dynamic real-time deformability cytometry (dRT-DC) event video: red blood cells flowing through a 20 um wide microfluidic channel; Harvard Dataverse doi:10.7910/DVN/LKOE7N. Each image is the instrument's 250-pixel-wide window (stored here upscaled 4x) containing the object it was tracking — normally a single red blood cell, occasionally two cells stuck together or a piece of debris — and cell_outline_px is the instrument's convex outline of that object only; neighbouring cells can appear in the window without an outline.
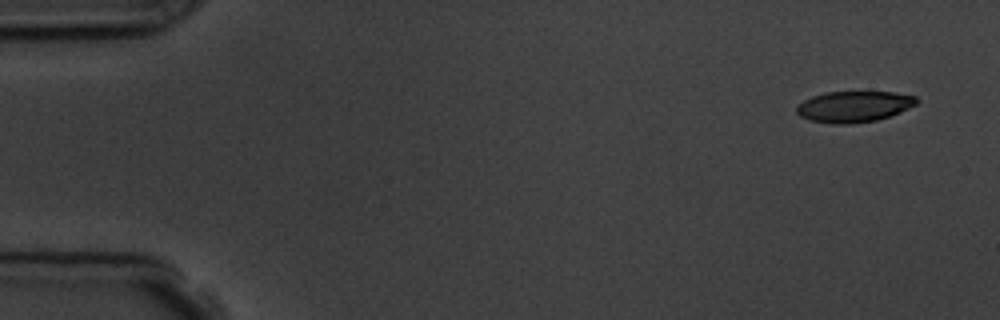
{"species": "common noctule bat (a hibernating species)", "species_latin": "Nyctalus noctula", "temperature_condition": "room temperature", "stored_images_in_passage": 5, "camera_frame_rate_fps": 3000, "um_per_image_px": 0.085, "animal": {"sex": "male", "body_mass_g": 19.5, "forearm_length_mm": 54.6}, "frame": {"image": 1, "passage_image": 1, "time_ms": 0.0, "image_size_px": [1000, 320], "cell_outline_px": [[916, 104], [900, 112], [876, 120], [852, 124], [832, 124], [812, 120], [800, 116], [796, 112], [796, 108], [804, 100], [812, 96], [824, 92], [896, 92], [916, 96]], "centroid_in_image_um": [72.57, 9.05], "position_along_channel_um": 12.4, "area_um2": 21.56}}
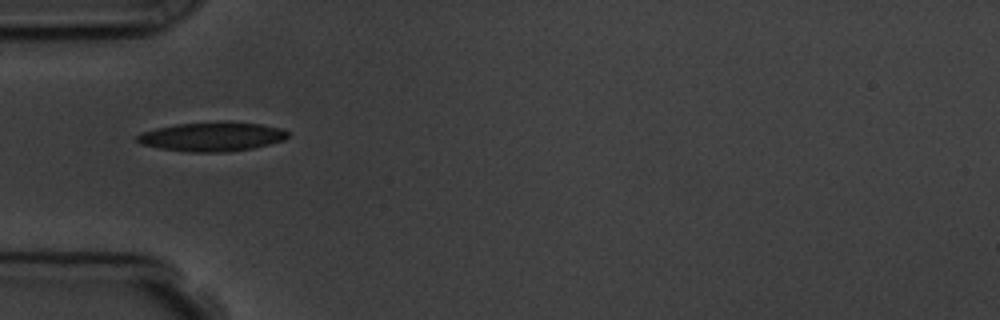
{"frame": {"image": 2, "passage_image": 5, "time_ms": 4.667, "image_size_px": [1000, 320], "cell_outline_px": [[288, 136], [284, 140], [252, 148], [228, 152], [192, 152], [160, 148], [140, 144], [136, 140], [136, 136], [140, 132], [156, 128], [176, 124], [220, 120], [228, 120], [260, 124], [280, 128], [288, 132]], "centroid_in_image_um": [18.0, 11.59], "position_along_channel_um": 67.0, "area_um2": 25.95}}